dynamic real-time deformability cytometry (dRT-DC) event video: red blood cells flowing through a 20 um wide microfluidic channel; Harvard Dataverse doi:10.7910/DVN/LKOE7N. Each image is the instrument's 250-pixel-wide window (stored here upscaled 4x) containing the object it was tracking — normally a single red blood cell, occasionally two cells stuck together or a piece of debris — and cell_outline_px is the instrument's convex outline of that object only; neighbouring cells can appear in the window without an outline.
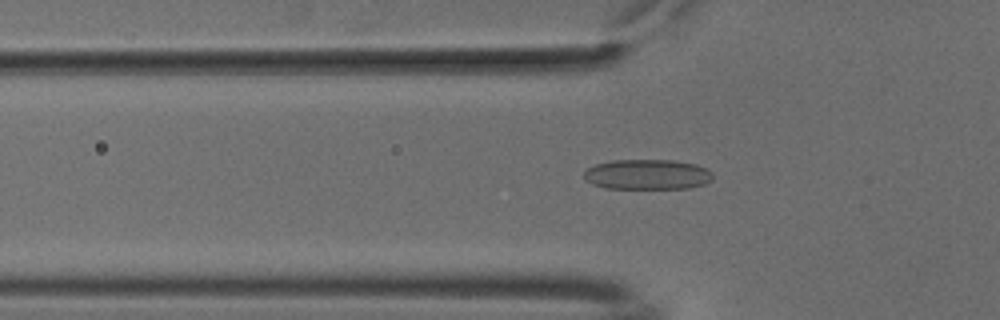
{"species": "common noctule bat (a hibernating species)", "species_latin": "Nyctalus noctula", "temperature_condition": "cold", "stored_images_in_passage": 51, "camera_frame_rate_fps": 3000, "um_per_image_px": 0.085, "animal": {"sex": "male", "body_mass_g": 18.8}, "frame": {"image": 1, "passage_image": 17, "time_ms": 5.333, "image_size_px": [1000, 320], "cell_outline_px": [[712, 180], [704, 184], [688, 188], [604, 188], [592, 184], [584, 176], [584, 172], [588, 168], [596, 164], [612, 160], [672, 160], [696, 164], [708, 168], [712, 172]], "centroid_in_image_um": [55.05, 14.82], "position_along_channel_um": 70.7, "area_um2": 22.66}}
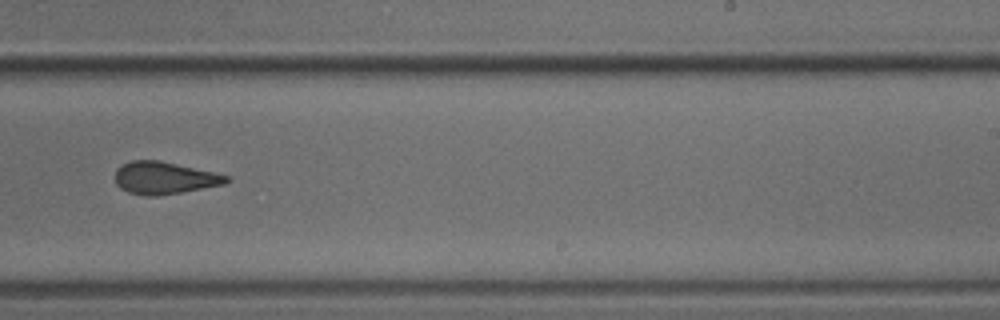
{"frame": {"image": 2, "passage_image": 33, "time_ms": 10.667, "image_size_px": [1000, 320], "cell_outline_px": [[228, 184], [156, 196], [144, 196], [128, 192], [120, 188], [116, 184], [116, 168], [132, 160], [160, 160], [212, 172], [228, 176]], "centroid_in_image_um": [13.95, 15.13], "position_along_channel_um": 275.1, "area_um2": 20.81}}
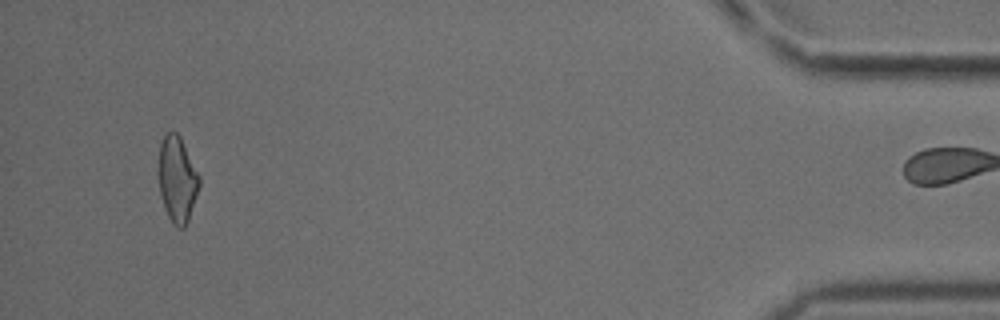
{"frame": {"image": 3, "passage_image": 50, "time_ms": 16.333, "image_size_px": [1000, 320], "cell_outline_px": [[200, 184], [188, 220], [184, 228], [176, 228], [172, 224], [164, 208], [160, 192], [160, 144], [164, 132], [176, 132], [180, 136], [200, 176]], "centroid_in_image_um": [15.08, 15.25], "position_along_channel_um": 420.1, "area_um2": 20.11}, "authors_computed_cell_mechanics": {"area_um2": 21.7328, "velocity_mm_per_s": 3.8155, "shape_relaxation_time_tau1_ms": null, "shape_relaxation_time_tau2_ms": 1.5018, "deformation_change_tau1": null, "deformation_change_tau2": 0.0817}}